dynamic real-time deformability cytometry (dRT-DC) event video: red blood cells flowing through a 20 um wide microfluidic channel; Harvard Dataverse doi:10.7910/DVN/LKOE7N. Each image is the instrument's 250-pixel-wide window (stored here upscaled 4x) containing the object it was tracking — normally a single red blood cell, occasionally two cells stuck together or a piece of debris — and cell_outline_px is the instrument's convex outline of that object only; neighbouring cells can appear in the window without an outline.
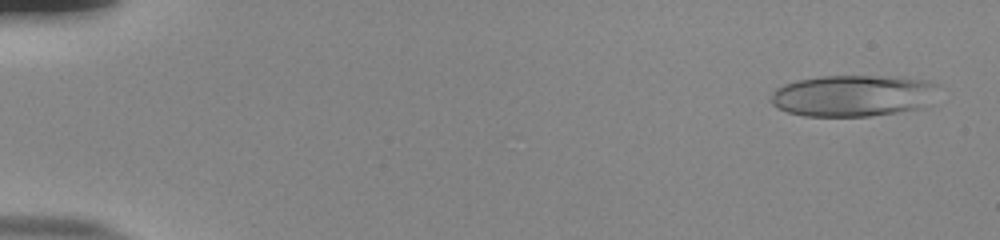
{"species": "human", "species_latin": "Homo sapiens", "temperature_condition": "room temperature", "stored_images_in_passage": 54, "camera_frame_rate_fps": 3000, "um_per_image_px": 0.085, "donor": {"sex": "male"}, "frame": {"image": 1, "passage_image": 3, "time_ms": 0.667, "image_size_px": [1000, 240], "cell_outline_px": [[936, 84], [920, 108], [896, 112], [868, 116], [804, 116], [788, 112], [776, 108], [768, 100], [772, 92], [776, 88], [784, 84], [796, 80], [820, 76], [880, 76], [928, 80]], "centroid_in_image_um": [72.32, 8.13], "position_along_channel_um": 12.7, "area_um2": 39.88}}
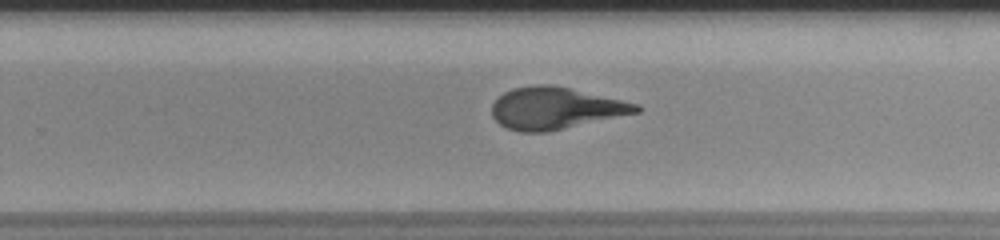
{"frame": {"image": 2, "passage_image": 36, "time_ms": 11.667, "image_size_px": [1000, 240], "cell_outline_px": [[640, 112], [548, 132], [520, 132], [508, 128], [500, 124], [492, 116], [492, 104], [504, 92], [512, 88], [536, 84], [548, 84], [568, 88], [640, 104]], "centroid_in_image_um": [47.2, 9.2], "position_along_channel_um": 282.6, "area_um2": 35.03}}
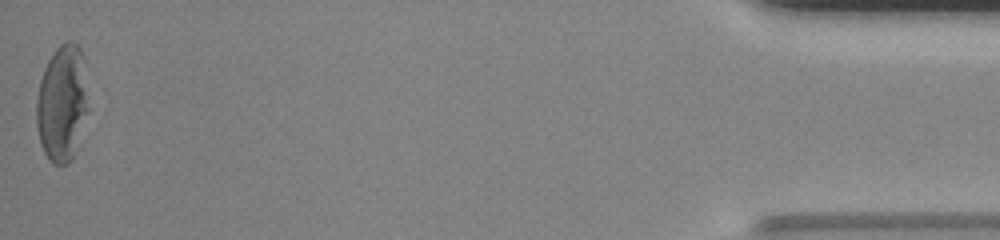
{"frame": {"image": 3, "passage_image": 54, "time_ms": 17.667, "image_size_px": [1000, 240], "cell_outline_px": [[88, 112], [76, 152], [72, 160], [68, 164], [52, 164], [48, 160], [40, 144], [36, 124], [36, 100], [40, 80], [44, 68], [48, 60], [56, 48], [60, 44], [68, 40], [72, 40], [80, 48], [84, 56], [88, 108]], "centroid_in_image_um": [5.29, 8.79], "position_along_channel_um": 429.9, "area_um2": 35.89}, "authors_computed_cell_mechanics": {"area_um2": 36.2406, "velocity_mm_per_s": 3.8514, "shape_relaxation_time_tau1_ms": 5.6751, "shape_relaxation_time_tau2_ms": 1.2848, "deformation_change_tau1": 0.2513, "deformation_change_tau2": 0.0876}}